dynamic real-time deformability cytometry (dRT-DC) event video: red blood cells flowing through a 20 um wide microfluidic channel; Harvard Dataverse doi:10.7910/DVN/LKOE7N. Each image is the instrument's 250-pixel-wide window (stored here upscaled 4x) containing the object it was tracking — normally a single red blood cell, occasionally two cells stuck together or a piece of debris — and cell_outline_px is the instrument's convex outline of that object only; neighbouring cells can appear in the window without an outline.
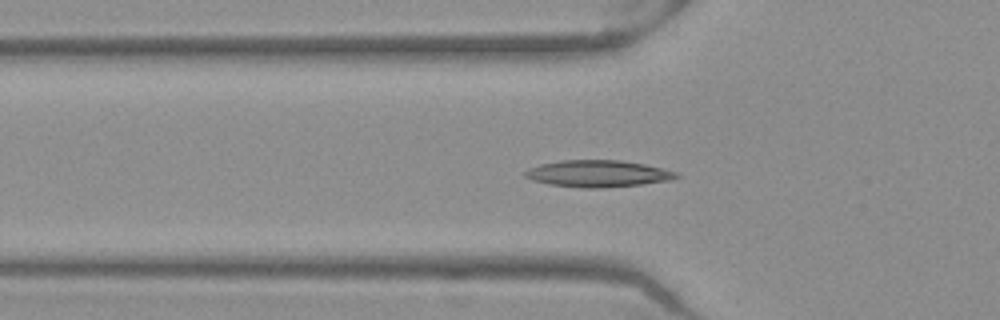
{"species": "Egyptian fruit bat (a non-hibernating species)", "species_latin": "Rousettus aegyptiacus", "temperature_condition": "warm", "stored_images_in_passage": 52, "segment_of_instrument_passage": [1, 2], "camera_frame_rate_fps": 3000, "um_per_image_px": 0.085, "frame": {"image": 1, "passage_image": 17, "time_ms": 5.333, "image_size_px": [1000, 320], "cell_outline_px": [[680, 176], [672, 180], [640, 184], [604, 188], [584, 188], [548, 184], [532, 180], [524, 176], [524, 172], [528, 168], [540, 164], [560, 160], [620, 160], [644, 164], [676, 172]], "centroid_in_image_um": [50.79, 14.76], "position_along_channel_um": 75.0, "area_um2": 23.58}}
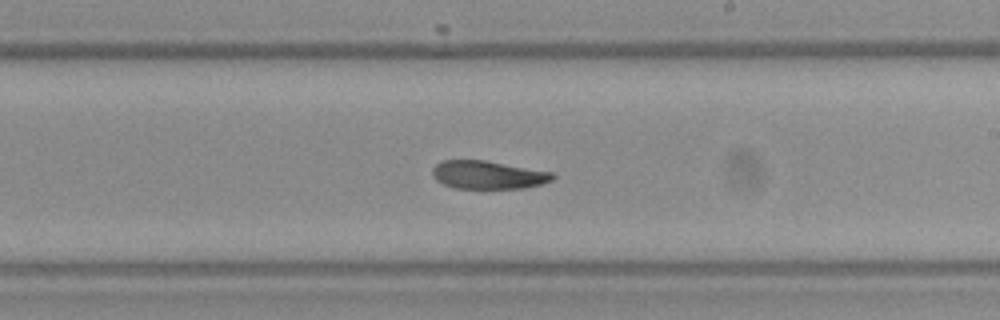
{"frame": {"image": 2, "passage_image": 30, "time_ms": 9.667, "image_size_px": [1000, 320], "cell_outline_px": [[556, 176], [552, 180], [540, 184], [524, 188], [456, 188], [444, 184], [436, 180], [432, 176], [432, 168], [440, 160], [484, 160], [556, 172]], "centroid_in_image_um": [41.5, 14.85], "position_along_channel_um": 247.5, "area_um2": 19.88}}
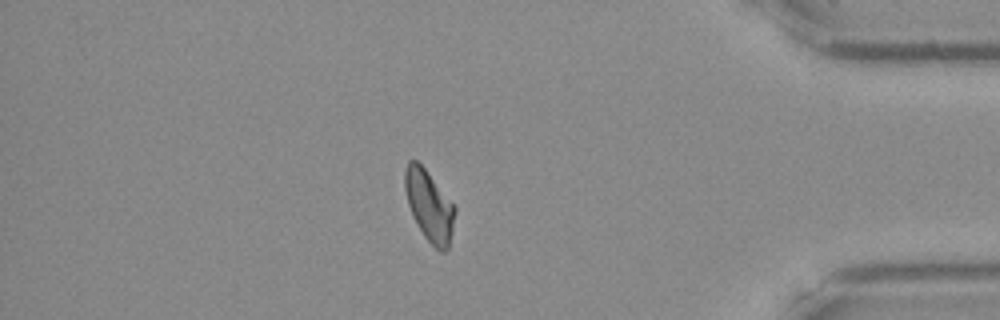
{"frame": {"image": 3, "passage_image": 44, "time_ms": 14.333, "image_size_px": [1000, 320], "cell_outline_px": [[456, 212], [452, 232], [448, 248], [444, 252], [440, 252], [424, 236], [412, 216], [408, 204], [404, 188], [404, 168], [408, 160], [416, 160], [424, 168], [456, 208]], "centroid_in_image_um": [36.46, 17.49], "position_along_channel_um": 398.7, "area_um2": 20.46}}